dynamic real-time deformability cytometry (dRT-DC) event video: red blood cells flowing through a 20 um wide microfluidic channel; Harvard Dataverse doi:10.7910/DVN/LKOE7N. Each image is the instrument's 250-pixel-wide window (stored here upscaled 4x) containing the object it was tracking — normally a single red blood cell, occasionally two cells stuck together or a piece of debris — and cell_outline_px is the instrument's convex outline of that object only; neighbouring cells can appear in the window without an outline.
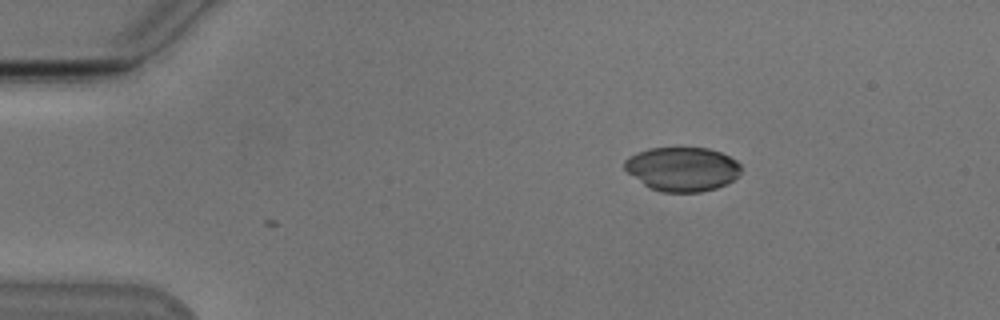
{"species": "Egyptian fruit bat (a non-hibernating species)", "species_latin": "Rousettus aegyptiacus", "temperature_condition": "cold", "stored_images_in_passage": 2, "camera_frame_rate_fps": 3000, "um_per_image_px": 0.085, "animal": {"sex": "male"}, "frame": {"image": 1, "passage_image": 2, "time_ms": 0.333, "image_size_px": [1000, 320], "cell_outline_px": [[740, 176], [716, 188], [700, 192], [660, 192], [648, 188], [628, 172], [624, 168], [624, 160], [628, 156], [636, 152], [648, 148], [708, 148], [720, 152], [736, 160], [740, 164]], "centroid_in_image_um": [57.97, 14.37], "position_along_channel_um": 27.0, "area_um2": 30.06}}